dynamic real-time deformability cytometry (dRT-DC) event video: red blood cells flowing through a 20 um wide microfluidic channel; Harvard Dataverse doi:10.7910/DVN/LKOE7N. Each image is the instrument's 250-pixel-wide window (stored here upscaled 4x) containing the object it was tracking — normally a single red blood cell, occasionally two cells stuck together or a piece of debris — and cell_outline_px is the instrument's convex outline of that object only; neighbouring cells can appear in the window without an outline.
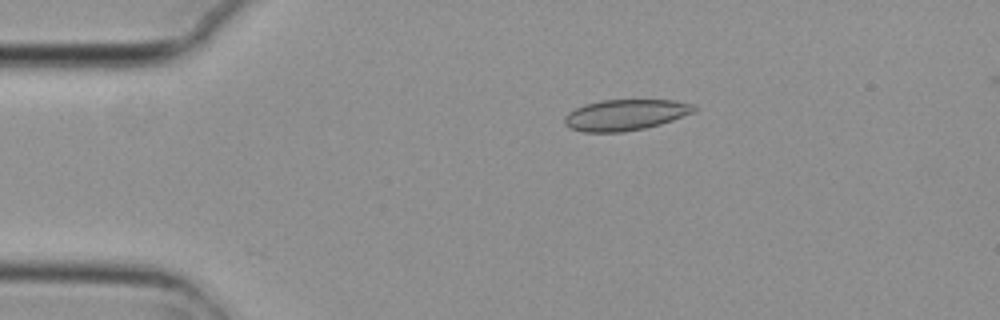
{"species": "common noctule bat (a hibernating species)", "species_latin": "Nyctalus noctula", "temperature_condition": "cold", "stored_images_in_passage": 7, "camera_frame_rate_fps": 3000, "um_per_image_px": 0.085, "animal": {"sex": "female", "body_mass_g": 29.2, "forearm_length_mm": 56.3}, "frame": {"image": 1, "passage_image": 2, "time_ms": 0.333, "image_size_px": [1000, 320], "cell_outline_px": [[696, 112], [660, 124], [644, 128], [620, 132], [584, 132], [572, 128], [564, 124], [564, 116], [568, 112], [584, 104], [604, 100], [672, 100], [692, 104], [696, 108]], "centroid_in_image_um": [53.15, 9.76], "position_along_channel_um": 31.9, "area_um2": 23.24}}
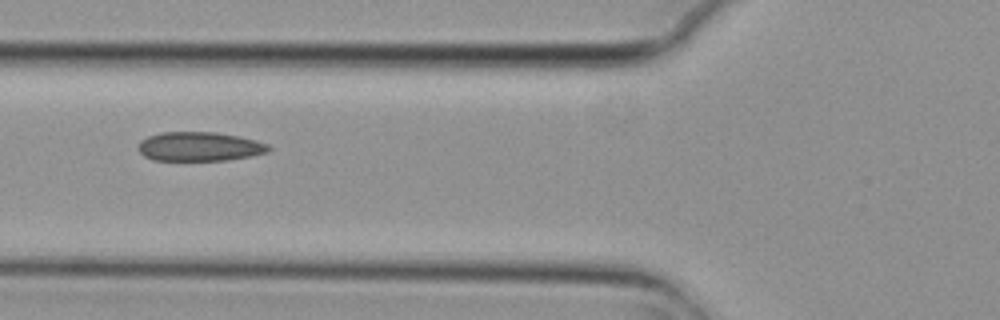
{"frame": {"image": 2, "passage_image": 5, "time_ms": 1.333, "image_size_px": [1000, 320], "cell_outline_px": [[272, 148], [268, 152], [252, 156], [228, 160], [152, 160], [144, 156], [136, 148], [140, 140], [148, 136], [160, 132], [216, 132], [240, 136], [256, 140], [268, 144]], "centroid_in_image_um": [16.96, 12.45], "position_along_channel_um": 108.8, "area_um2": 22.43}}
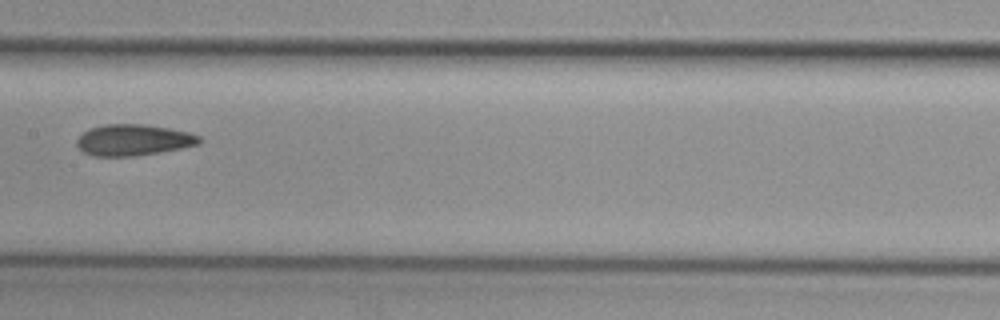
{"frame": {"image": 3, "passage_image": 7, "time_ms": 2.0, "image_size_px": [1000, 320], "cell_outline_px": [[200, 144], [180, 148], [132, 156], [92, 156], [84, 152], [76, 144], [76, 140], [88, 128], [104, 124], [144, 124], [168, 128], [188, 132], [200, 136]], "centroid_in_image_um": [11.3, 11.89], "position_along_channel_um": 196.1, "area_um2": 22.08}}